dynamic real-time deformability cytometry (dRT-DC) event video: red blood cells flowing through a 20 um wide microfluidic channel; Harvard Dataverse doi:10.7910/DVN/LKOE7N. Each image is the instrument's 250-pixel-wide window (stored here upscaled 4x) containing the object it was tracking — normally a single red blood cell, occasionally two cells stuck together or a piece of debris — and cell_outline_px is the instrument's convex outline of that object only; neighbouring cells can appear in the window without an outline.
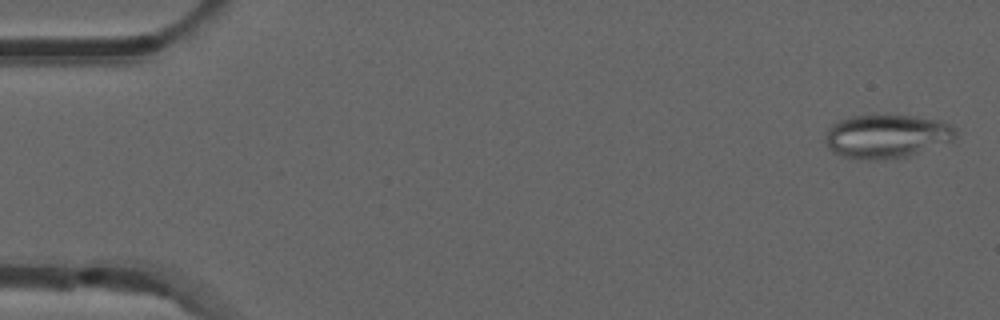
{"species": "common noctule bat (a hibernating species)", "species_latin": "Nyctalus noctula", "temperature_condition": "room temperature", "stored_images_in_passage": 9, "camera_frame_rate_fps": 3000, "um_per_image_px": 0.085, "animal": {"sex": "male", "forearm_length_mm": 52.5}, "frame": {"image": 1, "passage_image": 2, "time_ms": 0.333, "image_size_px": [1000, 320], "cell_outline_px": [[956, 136], [952, 140], [908, 156], [884, 160], [868, 160], [844, 156], [832, 152], [828, 148], [824, 140], [824, 136], [828, 128], [832, 124], [840, 120], [852, 116], [916, 116], [940, 120], [948, 124], [956, 132]], "centroid_in_image_um": [75.31, 11.59], "position_along_channel_um": 9.7, "area_um2": 32.89}}